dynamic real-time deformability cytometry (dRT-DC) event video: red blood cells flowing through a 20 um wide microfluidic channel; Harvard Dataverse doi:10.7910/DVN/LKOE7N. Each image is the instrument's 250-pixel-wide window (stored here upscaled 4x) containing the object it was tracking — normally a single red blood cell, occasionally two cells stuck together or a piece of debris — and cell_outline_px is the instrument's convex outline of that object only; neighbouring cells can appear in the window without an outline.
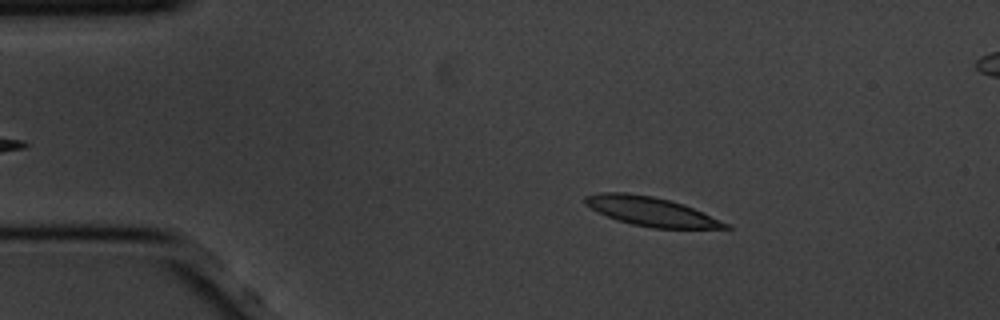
{"species": "common noctule bat (a hibernating species)", "species_latin": "Nyctalus noctula", "temperature_condition": "cold", "stored_images_in_passage": 58, "segment_of_instrument_passage": [1, 2], "camera_frame_rate_fps": 3000, "um_per_image_px": 0.085, "animal": {"sex": "male", "body_mass_g": 20.1, "forearm_length_mm": 53.5}, "frame": {"image": 1, "passage_image": 9, "time_ms": 2.667, "image_size_px": [1000, 320], "cell_outline_px": [[732, 228], [652, 228], [632, 224], [608, 216], [584, 204], [584, 196], [600, 192], [624, 192], [652, 196], [684, 204], [728, 224]], "centroid_in_image_um": [55.3, 17.96], "position_along_channel_um": 29.7, "area_um2": 23.24}}
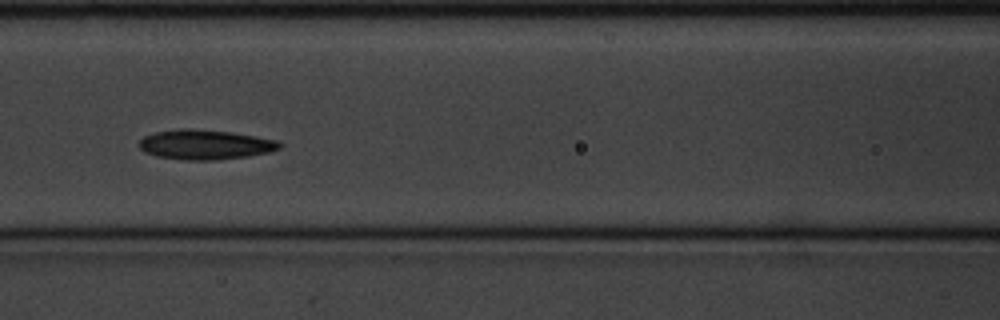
{"frame": {"image": 2, "passage_image": 24, "time_ms": 7.667, "image_size_px": [1000, 320], "cell_outline_px": [[284, 144], [280, 148], [268, 152], [248, 156], [216, 160], [184, 160], [156, 156], [144, 152], [140, 148], [140, 140], [144, 136], [156, 132], [180, 128], [192, 128], [228, 132], [256, 136], [276, 140]], "centroid_in_image_um": [17.43, 12.29], "position_along_channel_um": 149.2, "area_um2": 24.33}}
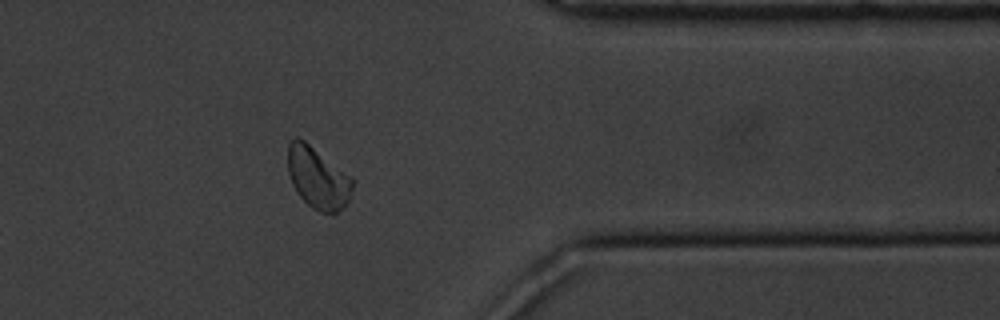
{"frame": {"image": 3, "passage_image": 46, "time_ms": 15.0, "image_size_px": [1000, 320], "cell_outline_px": [[356, 180], [348, 200], [344, 208], [332, 216], [320, 212], [312, 208], [300, 196], [292, 184], [288, 172], [288, 144], [296, 136], [304, 140], [352, 176]], "centroid_in_image_um": [27.05, 15.15], "position_along_channel_um": 384.3, "area_um2": 23.58}}